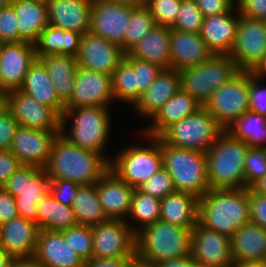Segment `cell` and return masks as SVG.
Instances as JSON below:
<instances>
[{
	"instance_id": "cell-1",
	"label": "cell",
	"mask_w": 266,
	"mask_h": 267,
	"mask_svg": "<svg viewBox=\"0 0 266 267\" xmlns=\"http://www.w3.org/2000/svg\"><path fill=\"white\" fill-rule=\"evenodd\" d=\"M45 169L50 179L88 185L101 179L110 169V161L103 154L72 144L59 133L52 143Z\"/></svg>"
},
{
	"instance_id": "cell-2",
	"label": "cell",
	"mask_w": 266,
	"mask_h": 267,
	"mask_svg": "<svg viewBox=\"0 0 266 267\" xmlns=\"http://www.w3.org/2000/svg\"><path fill=\"white\" fill-rule=\"evenodd\" d=\"M198 222L231 238L250 222L249 189H210L199 199Z\"/></svg>"
},
{
	"instance_id": "cell-3",
	"label": "cell",
	"mask_w": 266,
	"mask_h": 267,
	"mask_svg": "<svg viewBox=\"0 0 266 267\" xmlns=\"http://www.w3.org/2000/svg\"><path fill=\"white\" fill-rule=\"evenodd\" d=\"M107 106L65 108L61 116L60 134L72 144L103 154L109 161L107 144L111 140L112 117ZM110 139V140H109Z\"/></svg>"
},
{
	"instance_id": "cell-4",
	"label": "cell",
	"mask_w": 266,
	"mask_h": 267,
	"mask_svg": "<svg viewBox=\"0 0 266 267\" xmlns=\"http://www.w3.org/2000/svg\"><path fill=\"white\" fill-rule=\"evenodd\" d=\"M193 228L157 220L136 233L137 261L154 266L158 262L191 255Z\"/></svg>"
},
{
	"instance_id": "cell-5",
	"label": "cell",
	"mask_w": 266,
	"mask_h": 267,
	"mask_svg": "<svg viewBox=\"0 0 266 267\" xmlns=\"http://www.w3.org/2000/svg\"><path fill=\"white\" fill-rule=\"evenodd\" d=\"M136 136H142L140 144H124V148L116 150L110 161V169L125 183L133 188H139L154 173L163 167L161 152V139L150 137L141 133L138 129ZM145 142V143H144ZM144 144V145H142Z\"/></svg>"
},
{
	"instance_id": "cell-6",
	"label": "cell",
	"mask_w": 266,
	"mask_h": 267,
	"mask_svg": "<svg viewBox=\"0 0 266 267\" xmlns=\"http://www.w3.org/2000/svg\"><path fill=\"white\" fill-rule=\"evenodd\" d=\"M249 146L226 130L206 152L210 189L246 188L244 162Z\"/></svg>"
},
{
	"instance_id": "cell-7",
	"label": "cell",
	"mask_w": 266,
	"mask_h": 267,
	"mask_svg": "<svg viewBox=\"0 0 266 267\" xmlns=\"http://www.w3.org/2000/svg\"><path fill=\"white\" fill-rule=\"evenodd\" d=\"M163 167L172 177L175 190L201 198L210 190L206 153L178 148L161 140Z\"/></svg>"
},
{
	"instance_id": "cell-8",
	"label": "cell",
	"mask_w": 266,
	"mask_h": 267,
	"mask_svg": "<svg viewBox=\"0 0 266 267\" xmlns=\"http://www.w3.org/2000/svg\"><path fill=\"white\" fill-rule=\"evenodd\" d=\"M238 71L230 55L213 54L197 66L179 70L180 87L204 106Z\"/></svg>"
},
{
	"instance_id": "cell-9",
	"label": "cell",
	"mask_w": 266,
	"mask_h": 267,
	"mask_svg": "<svg viewBox=\"0 0 266 267\" xmlns=\"http://www.w3.org/2000/svg\"><path fill=\"white\" fill-rule=\"evenodd\" d=\"M225 130L203 106L168 127L159 138L168 145L206 153Z\"/></svg>"
},
{
	"instance_id": "cell-10",
	"label": "cell",
	"mask_w": 266,
	"mask_h": 267,
	"mask_svg": "<svg viewBox=\"0 0 266 267\" xmlns=\"http://www.w3.org/2000/svg\"><path fill=\"white\" fill-rule=\"evenodd\" d=\"M49 184L45 168L22 165L2 188L15 197L19 216L36 223L38 203L49 193Z\"/></svg>"
},
{
	"instance_id": "cell-11",
	"label": "cell",
	"mask_w": 266,
	"mask_h": 267,
	"mask_svg": "<svg viewBox=\"0 0 266 267\" xmlns=\"http://www.w3.org/2000/svg\"><path fill=\"white\" fill-rule=\"evenodd\" d=\"M204 107L226 130L237 118L249 111V71L239 70L214 92Z\"/></svg>"
},
{
	"instance_id": "cell-12",
	"label": "cell",
	"mask_w": 266,
	"mask_h": 267,
	"mask_svg": "<svg viewBox=\"0 0 266 267\" xmlns=\"http://www.w3.org/2000/svg\"><path fill=\"white\" fill-rule=\"evenodd\" d=\"M92 258L136 257V234L125 220L108 219L92 226Z\"/></svg>"
},
{
	"instance_id": "cell-13",
	"label": "cell",
	"mask_w": 266,
	"mask_h": 267,
	"mask_svg": "<svg viewBox=\"0 0 266 267\" xmlns=\"http://www.w3.org/2000/svg\"><path fill=\"white\" fill-rule=\"evenodd\" d=\"M3 104L21 127L60 131L61 117L51 107L39 103L19 89L4 93Z\"/></svg>"
},
{
	"instance_id": "cell-14",
	"label": "cell",
	"mask_w": 266,
	"mask_h": 267,
	"mask_svg": "<svg viewBox=\"0 0 266 267\" xmlns=\"http://www.w3.org/2000/svg\"><path fill=\"white\" fill-rule=\"evenodd\" d=\"M266 55V24L239 13L237 39L230 57L239 70L251 71Z\"/></svg>"
},
{
	"instance_id": "cell-15",
	"label": "cell",
	"mask_w": 266,
	"mask_h": 267,
	"mask_svg": "<svg viewBox=\"0 0 266 267\" xmlns=\"http://www.w3.org/2000/svg\"><path fill=\"white\" fill-rule=\"evenodd\" d=\"M134 7L110 0H92L90 32L123 49L131 11Z\"/></svg>"
},
{
	"instance_id": "cell-16",
	"label": "cell",
	"mask_w": 266,
	"mask_h": 267,
	"mask_svg": "<svg viewBox=\"0 0 266 267\" xmlns=\"http://www.w3.org/2000/svg\"><path fill=\"white\" fill-rule=\"evenodd\" d=\"M114 102L111 75L78 67L72 95L65 108L111 107Z\"/></svg>"
},
{
	"instance_id": "cell-17",
	"label": "cell",
	"mask_w": 266,
	"mask_h": 267,
	"mask_svg": "<svg viewBox=\"0 0 266 267\" xmlns=\"http://www.w3.org/2000/svg\"><path fill=\"white\" fill-rule=\"evenodd\" d=\"M37 59L34 44L11 42L0 44V93L19 89L30 66Z\"/></svg>"
},
{
	"instance_id": "cell-18",
	"label": "cell",
	"mask_w": 266,
	"mask_h": 267,
	"mask_svg": "<svg viewBox=\"0 0 266 267\" xmlns=\"http://www.w3.org/2000/svg\"><path fill=\"white\" fill-rule=\"evenodd\" d=\"M123 49L101 36L91 32L82 35L77 63L81 68L113 75L125 59Z\"/></svg>"
},
{
	"instance_id": "cell-19",
	"label": "cell",
	"mask_w": 266,
	"mask_h": 267,
	"mask_svg": "<svg viewBox=\"0 0 266 267\" xmlns=\"http://www.w3.org/2000/svg\"><path fill=\"white\" fill-rule=\"evenodd\" d=\"M191 257L212 267H232L231 238L197 222L192 229Z\"/></svg>"
},
{
	"instance_id": "cell-20",
	"label": "cell",
	"mask_w": 266,
	"mask_h": 267,
	"mask_svg": "<svg viewBox=\"0 0 266 267\" xmlns=\"http://www.w3.org/2000/svg\"><path fill=\"white\" fill-rule=\"evenodd\" d=\"M60 131H46L19 126L13 136L9 150L23 165L45 168L51 146Z\"/></svg>"
},
{
	"instance_id": "cell-21",
	"label": "cell",
	"mask_w": 266,
	"mask_h": 267,
	"mask_svg": "<svg viewBox=\"0 0 266 267\" xmlns=\"http://www.w3.org/2000/svg\"><path fill=\"white\" fill-rule=\"evenodd\" d=\"M239 10L236 4L225 13L204 17L200 36L214 54L230 55L237 39Z\"/></svg>"
},
{
	"instance_id": "cell-22",
	"label": "cell",
	"mask_w": 266,
	"mask_h": 267,
	"mask_svg": "<svg viewBox=\"0 0 266 267\" xmlns=\"http://www.w3.org/2000/svg\"><path fill=\"white\" fill-rule=\"evenodd\" d=\"M101 206L108 219L127 220L135 188L122 181L109 169L96 182Z\"/></svg>"
},
{
	"instance_id": "cell-23",
	"label": "cell",
	"mask_w": 266,
	"mask_h": 267,
	"mask_svg": "<svg viewBox=\"0 0 266 267\" xmlns=\"http://www.w3.org/2000/svg\"><path fill=\"white\" fill-rule=\"evenodd\" d=\"M39 227L20 216L0 225V246L13 258L34 257Z\"/></svg>"
},
{
	"instance_id": "cell-24",
	"label": "cell",
	"mask_w": 266,
	"mask_h": 267,
	"mask_svg": "<svg viewBox=\"0 0 266 267\" xmlns=\"http://www.w3.org/2000/svg\"><path fill=\"white\" fill-rule=\"evenodd\" d=\"M180 88L178 71L162 69L147 91L131 106L133 112L147 122Z\"/></svg>"
},
{
	"instance_id": "cell-25",
	"label": "cell",
	"mask_w": 266,
	"mask_h": 267,
	"mask_svg": "<svg viewBox=\"0 0 266 267\" xmlns=\"http://www.w3.org/2000/svg\"><path fill=\"white\" fill-rule=\"evenodd\" d=\"M214 53L200 33L170 28V69L179 71L205 62Z\"/></svg>"
},
{
	"instance_id": "cell-26",
	"label": "cell",
	"mask_w": 266,
	"mask_h": 267,
	"mask_svg": "<svg viewBox=\"0 0 266 267\" xmlns=\"http://www.w3.org/2000/svg\"><path fill=\"white\" fill-rule=\"evenodd\" d=\"M34 258L44 267H84L61 231L40 230Z\"/></svg>"
},
{
	"instance_id": "cell-27",
	"label": "cell",
	"mask_w": 266,
	"mask_h": 267,
	"mask_svg": "<svg viewBox=\"0 0 266 267\" xmlns=\"http://www.w3.org/2000/svg\"><path fill=\"white\" fill-rule=\"evenodd\" d=\"M203 107L196 99L181 88L138 130L150 137H159L168 127L196 113Z\"/></svg>"
},
{
	"instance_id": "cell-28",
	"label": "cell",
	"mask_w": 266,
	"mask_h": 267,
	"mask_svg": "<svg viewBox=\"0 0 266 267\" xmlns=\"http://www.w3.org/2000/svg\"><path fill=\"white\" fill-rule=\"evenodd\" d=\"M92 0H46L49 25L75 31L90 32Z\"/></svg>"
},
{
	"instance_id": "cell-29",
	"label": "cell",
	"mask_w": 266,
	"mask_h": 267,
	"mask_svg": "<svg viewBox=\"0 0 266 267\" xmlns=\"http://www.w3.org/2000/svg\"><path fill=\"white\" fill-rule=\"evenodd\" d=\"M11 5L16 13L20 39L35 45L49 25L46 0H12Z\"/></svg>"
},
{
	"instance_id": "cell-30",
	"label": "cell",
	"mask_w": 266,
	"mask_h": 267,
	"mask_svg": "<svg viewBox=\"0 0 266 267\" xmlns=\"http://www.w3.org/2000/svg\"><path fill=\"white\" fill-rule=\"evenodd\" d=\"M234 262L266 261V230L249 222L231 237Z\"/></svg>"
},
{
	"instance_id": "cell-31",
	"label": "cell",
	"mask_w": 266,
	"mask_h": 267,
	"mask_svg": "<svg viewBox=\"0 0 266 267\" xmlns=\"http://www.w3.org/2000/svg\"><path fill=\"white\" fill-rule=\"evenodd\" d=\"M19 90L51 107L60 117L63 115L65 104L57 96L46 67L38 58L30 66Z\"/></svg>"
},
{
	"instance_id": "cell-32",
	"label": "cell",
	"mask_w": 266,
	"mask_h": 267,
	"mask_svg": "<svg viewBox=\"0 0 266 267\" xmlns=\"http://www.w3.org/2000/svg\"><path fill=\"white\" fill-rule=\"evenodd\" d=\"M128 54L158 65L162 69L170 68V28L156 25L140 40Z\"/></svg>"
},
{
	"instance_id": "cell-33",
	"label": "cell",
	"mask_w": 266,
	"mask_h": 267,
	"mask_svg": "<svg viewBox=\"0 0 266 267\" xmlns=\"http://www.w3.org/2000/svg\"><path fill=\"white\" fill-rule=\"evenodd\" d=\"M37 58L46 67L57 96L65 104L72 95L76 72L79 67L77 57L54 54Z\"/></svg>"
},
{
	"instance_id": "cell-34",
	"label": "cell",
	"mask_w": 266,
	"mask_h": 267,
	"mask_svg": "<svg viewBox=\"0 0 266 267\" xmlns=\"http://www.w3.org/2000/svg\"><path fill=\"white\" fill-rule=\"evenodd\" d=\"M199 198L175 191L161 200L160 220L183 228H193L198 222Z\"/></svg>"
},
{
	"instance_id": "cell-35",
	"label": "cell",
	"mask_w": 266,
	"mask_h": 267,
	"mask_svg": "<svg viewBox=\"0 0 266 267\" xmlns=\"http://www.w3.org/2000/svg\"><path fill=\"white\" fill-rule=\"evenodd\" d=\"M82 34L48 25L35 44L37 57L64 54L77 57Z\"/></svg>"
},
{
	"instance_id": "cell-36",
	"label": "cell",
	"mask_w": 266,
	"mask_h": 267,
	"mask_svg": "<svg viewBox=\"0 0 266 267\" xmlns=\"http://www.w3.org/2000/svg\"><path fill=\"white\" fill-rule=\"evenodd\" d=\"M36 224L40 230L61 231L78 223L72 206L63 205L48 193L38 203Z\"/></svg>"
},
{
	"instance_id": "cell-37",
	"label": "cell",
	"mask_w": 266,
	"mask_h": 267,
	"mask_svg": "<svg viewBox=\"0 0 266 267\" xmlns=\"http://www.w3.org/2000/svg\"><path fill=\"white\" fill-rule=\"evenodd\" d=\"M72 209L80 225L95 226L108 220L100 203L96 183L78 186Z\"/></svg>"
},
{
	"instance_id": "cell-38",
	"label": "cell",
	"mask_w": 266,
	"mask_h": 267,
	"mask_svg": "<svg viewBox=\"0 0 266 267\" xmlns=\"http://www.w3.org/2000/svg\"><path fill=\"white\" fill-rule=\"evenodd\" d=\"M226 131L249 147L266 148V117L247 111L230 124Z\"/></svg>"
},
{
	"instance_id": "cell-39",
	"label": "cell",
	"mask_w": 266,
	"mask_h": 267,
	"mask_svg": "<svg viewBox=\"0 0 266 267\" xmlns=\"http://www.w3.org/2000/svg\"><path fill=\"white\" fill-rule=\"evenodd\" d=\"M160 207V199L135 188L126 222L136 234L144 227L160 220Z\"/></svg>"
},
{
	"instance_id": "cell-40",
	"label": "cell",
	"mask_w": 266,
	"mask_h": 267,
	"mask_svg": "<svg viewBox=\"0 0 266 267\" xmlns=\"http://www.w3.org/2000/svg\"><path fill=\"white\" fill-rule=\"evenodd\" d=\"M155 26V19L146 5L134 7L127 25L123 51L127 54Z\"/></svg>"
},
{
	"instance_id": "cell-41",
	"label": "cell",
	"mask_w": 266,
	"mask_h": 267,
	"mask_svg": "<svg viewBox=\"0 0 266 267\" xmlns=\"http://www.w3.org/2000/svg\"><path fill=\"white\" fill-rule=\"evenodd\" d=\"M112 84L115 103L129 104L131 108L136 101V80L133 66L126 59L114 71Z\"/></svg>"
},
{
	"instance_id": "cell-42",
	"label": "cell",
	"mask_w": 266,
	"mask_h": 267,
	"mask_svg": "<svg viewBox=\"0 0 266 267\" xmlns=\"http://www.w3.org/2000/svg\"><path fill=\"white\" fill-rule=\"evenodd\" d=\"M64 238L69 242L72 249L84 261L92 259L93 233L92 226L77 224L68 229L61 230Z\"/></svg>"
},
{
	"instance_id": "cell-43",
	"label": "cell",
	"mask_w": 266,
	"mask_h": 267,
	"mask_svg": "<svg viewBox=\"0 0 266 267\" xmlns=\"http://www.w3.org/2000/svg\"><path fill=\"white\" fill-rule=\"evenodd\" d=\"M204 16L195 0H181L180 11L171 27L180 31L200 33Z\"/></svg>"
},
{
	"instance_id": "cell-44",
	"label": "cell",
	"mask_w": 266,
	"mask_h": 267,
	"mask_svg": "<svg viewBox=\"0 0 266 267\" xmlns=\"http://www.w3.org/2000/svg\"><path fill=\"white\" fill-rule=\"evenodd\" d=\"M266 174V148L249 147L244 162L245 186L251 188Z\"/></svg>"
},
{
	"instance_id": "cell-45",
	"label": "cell",
	"mask_w": 266,
	"mask_h": 267,
	"mask_svg": "<svg viewBox=\"0 0 266 267\" xmlns=\"http://www.w3.org/2000/svg\"><path fill=\"white\" fill-rule=\"evenodd\" d=\"M125 59L133 66L135 72L137 100L151 86L162 68L151 62L132 58L128 53L125 55Z\"/></svg>"
},
{
	"instance_id": "cell-46",
	"label": "cell",
	"mask_w": 266,
	"mask_h": 267,
	"mask_svg": "<svg viewBox=\"0 0 266 267\" xmlns=\"http://www.w3.org/2000/svg\"><path fill=\"white\" fill-rule=\"evenodd\" d=\"M146 6L156 25L171 28L178 17L181 0H147Z\"/></svg>"
},
{
	"instance_id": "cell-47",
	"label": "cell",
	"mask_w": 266,
	"mask_h": 267,
	"mask_svg": "<svg viewBox=\"0 0 266 267\" xmlns=\"http://www.w3.org/2000/svg\"><path fill=\"white\" fill-rule=\"evenodd\" d=\"M138 189L160 200L176 191L172 177L164 167L154 173Z\"/></svg>"
},
{
	"instance_id": "cell-48",
	"label": "cell",
	"mask_w": 266,
	"mask_h": 267,
	"mask_svg": "<svg viewBox=\"0 0 266 267\" xmlns=\"http://www.w3.org/2000/svg\"><path fill=\"white\" fill-rule=\"evenodd\" d=\"M11 42L23 41L19 37L16 13L10 4L0 9V44Z\"/></svg>"
},
{
	"instance_id": "cell-49",
	"label": "cell",
	"mask_w": 266,
	"mask_h": 267,
	"mask_svg": "<svg viewBox=\"0 0 266 267\" xmlns=\"http://www.w3.org/2000/svg\"><path fill=\"white\" fill-rule=\"evenodd\" d=\"M249 71V110L266 117V84Z\"/></svg>"
},
{
	"instance_id": "cell-50",
	"label": "cell",
	"mask_w": 266,
	"mask_h": 267,
	"mask_svg": "<svg viewBox=\"0 0 266 267\" xmlns=\"http://www.w3.org/2000/svg\"><path fill=\"white\" fill-rule=\"evenodd\" d=\"M78 184L65 179H50L49 193L60 203L72 206L77 197Z\"/></svg>"
},
{
	"instance_id": "cell-51",
	"label": "cell",
	"mask_w": 266,
	"mask_h": 267,
	"mask_svg": "<svg viewBox=\"0 0 266 267\" xmlns=\"http://www.w3.org/2000/svg\"><path fill=\"white\" fill-rule=\"evenodd\" d=\"M18 122L3 104L0 107V151L9 150Z\"/></svg>"
},
{
	"instance_id": "cell-52",
	"label": "cell",
	"mask_w": 266,
	"mask_h": 267,
	"mask_svg": "<svg viewBox=\"0 0 266 267\" xmlns=\"http://www.w3.org/2000/svg\"><path fill=\"white\" fill-rule=\"evenodd\" d=\"M250 222L266 230V195L255 193L249 188Z\"/></svg>"
},
{
	"instance_id": "cell-53",
	"label": "cell",
	"mask_w": 266,
	"mask_h": 267,
	"mask_svg": "<svg viewBox=\"0 0 266 267\" xmlns=\"http://www.w3.org/2000/svg\"><path fill=\"white\" fill-rule=\"evenodd\" d=\"M236 7L248 18L266 21V0H238Z\"/></svg>"
},
{
	"instance_id": "cell-54",
	"label": "cell",
	"mask_w": 266,
	"mask_h": 267,
	"mask_svg": "<svg viewBox=\"0 0 266 267\" xmlns=\"http://www.w3.org/2000/svg\"><path fill=\"white\" fill-rule=\"evenodd\" d=\"M23 164L10 151H0V187H2L7 179L17 171Z\"/></svg>"
},
{
	"instance_id": "cell-55",
	"label": "cell",
	"mask_w": 266,
	"mask_h": 267,
	"mask_svg": "<svg viewBox=\"0 0 266 267\" xmlns=\"http://www.w3.org/2000/svg\"><path fill=\"white\" fill-rule=\"evenodd\" d=\"M204 17L228 12L236 2L234 0H195Z\"/></svg>"
},
{
	"instance_id": "cell-56",
	"label": "cell",
	"mask_w": 266,
	"mask_h": 267,
	"mask_svg": "<svg viewBox=\"0 0 266 267\" xmlns=\"http://www.w3.org/2000/svg\"><path fill=\"white\" fill-rule=\"evenodd\" d=\"M18 216L15 197L0 187V225Z\"/></svg>"
},
{
	"instance_id": "cell-57",
	"label": "cell",
	"mask_w": 266,
	"mask_h": 267,
	"mask_svg": "<svg viewBox=\"0 0 266 267\" xmlns=\"http://www.w3.org/2000/svg\"><path fill=\"white\" fill-rule=\"evenodd\" d=\"M136 260V257L92 258L84 262V267H131Z\"/></svg>"
},
{
	"instance_id": "cell-58",
	"label": "cell",
	"mask_w": 266,
	"mask_h": 267,
	"mask_svg": "<svg viewBox=\"0 0 266 267\" xmlns=\"http://www.w3.org/2000/svg\"><path fill=\"white\" fill-rule=\"evenodd\" d=\"M153 267H195V260L191 255L158 262Z\"/></svg>"
},
{
	"instance_id": "cell-59",
	"label": "cell",
	"mask_w": 266,
	"mask_h": 267,
	"mask_svg": "<svg viewBox=\"0 0 266 267\" xmlns=\"http://www.w3.org/2000/svg\"><path fill=\"white\" fill-rule=\"evenodd\" d=\"M9 267H44L34 257L14 258Z\"/></svg>"
},
{
	"instance_id": "cell-60",
	"label": "cell",
	"mask_w": 266,
	"mask_h": 267,
	"mask_svg": "<svg viewBox=\"0 0 266 267\" xmlns=\"http://www.w3.org/2000/svg\"><path fill=\"white\" fill-rule=\"evenodd\" d=\"M253 76L259 80H266V55L261 59V61L251 70Z\"/></svg>"
},
{
	"instance_id": "cell-61",
	"label": "cell",
	"mask_w": 266,
	"mask_h": 267,
	"mask_svg": "<svg viewBox=\"0 0 266 267\" xmlns=\"http://www.w3.org/2000/svg\"><path fill=\"white\" fill-rule=\"evenodd\" d=\"M251 189L257 194L266 195V174Z\"/></svg>"
},
{
	"instance_id": "cell-62",
	"label": "cell",
	"mask_w": 266,
	"mask_h": 267,
	"mask_svg": "<svg viewBox=\"0 0 266 267\" xmlns=\"http://www.w3.org/2000/svg\"><path fill=\"white\" fill-rule=\"evenodd\" d=\"M13 257L10 256L1 246H0V267H9L13 261Z\"/></svg>"
},
{
	"instance_id": "cell-63",
	"label": "cell",
	"mask_w": 266,
	"mask_h": 267,
	"mask_svg": "<svg viewBox=\"0 0 266 267\" xmlns=\"http://www.w3.org/2000/svg\"><path fill=\"white\" fill-rule=\"evenodd\" d=\"M232 267H266V261L234 262Z\"/></svg>"
},
{
	"instance_id": "cell-64",
	"label": "cell",
	"mask_w": 266,
	"mask_h": 267,
	"mask_svg": "<svg viewBox=\"0 0 266 267\" xmlns=\"http://www.w3.org/2000/svg\"><path fill=\"white\" fill-rule=\"evenodd\" d=\"M110 1L118 2L133 7L144 6L147 3V0H110Z\"/></svg>"
},
{
	"instance_id": "cell-65",
	"label": "cell",
	"mask_w": 266,
	"mask_h": 267,
	"mask_svg": "<svg viewBox=\"0 0 266 267\" xmlns=\"http://www.w3.org/2000/svg\"><path fill=\"white\" fill-rule=\"evenodd\" d=\"M131 267H153V266L143 264V263H141V262H139V261L136 260V261L131 265Z\"/></svg>"
},
{
	"instance_id": "cell-66",
	"label": "cell",
	"mask_w": 266,
	"mask_h": 267,
	"mask_svg": "<svg viewBox=\"0 0 266 267\" xmlns=\"http://www.w3.org/2000/svg\"><path fill=\"white\" fill-rule=\"evenodd\" d=\"M12 0H0V9L11 4Z\"/></svg>"
},
{
	"instance_id": "cell-67",
	"label": "cell",
	"mask_w": 266,
	"mask_h": 267,
	"mask_svg": "<svg viewBox=\"0 0 266 267\" xmlns=\"http://www.w3.org/2000/svg\"><path fill=\"white\" fill-rule=\"evenodd\" d=\"M195 267H212V266L195 261Z\"/></svg>"
},
{
	"instance_id": "cell-68",
	"label": "cell",
	"mask_w": 266,
	"mask_h": 267,
	"mask_svg": "<svg viewBox=\"0 0 266 267\" xmlns=\"http://www.w3.org/2000/svg\"><path fill=\"white\" fill-rule=\"evenodd\" d=\"M3 105V94L0 93V107Z\"/></svg>"
}]
</instances>
